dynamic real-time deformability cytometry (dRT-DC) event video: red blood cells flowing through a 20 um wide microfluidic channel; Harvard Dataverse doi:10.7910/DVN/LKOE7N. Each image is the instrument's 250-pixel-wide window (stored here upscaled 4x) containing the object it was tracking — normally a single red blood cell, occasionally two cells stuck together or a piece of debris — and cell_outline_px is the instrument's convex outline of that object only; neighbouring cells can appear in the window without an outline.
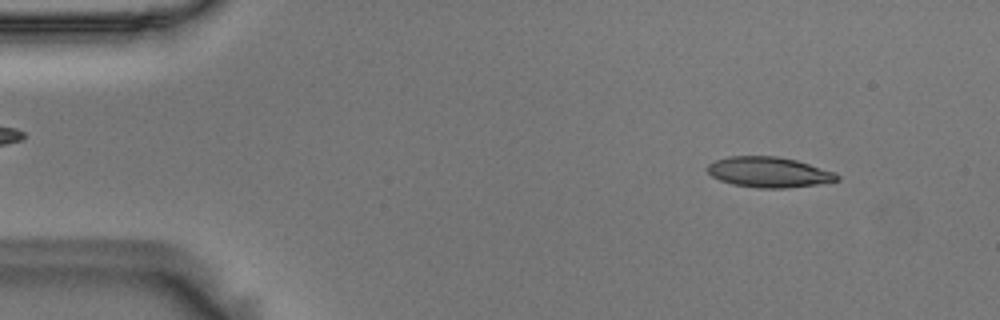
{"species": "Egyptian fruit bat (a non-hibernating species)", "species_latin": "Rousettus aegyptiacus", "temperature_condition": "room temperature", "stored_images_in_passage": 39, "camera_frame_rate_fps": 3000, "um_per_image_px": 0.085, "animal": {"sex": "male"}, "frame": {"image": 1, "passage_image": 5, "time_ms": 1.333, "image_size_px": [1000, 320], "cell_outline_px": [[840, 180], [816, 184], [788, 188], [760, 188], [732, 184], [720, 180], [712, 176], [704, 168], [708, 164], [716, 160], [728, 156], [776, 156], [796, 160], [836, 172], [840, 176]], "centroid_in_image_um": [65.35, 14.63], "position_along_channel_um": 19.7, "area_um2": 23.06}}
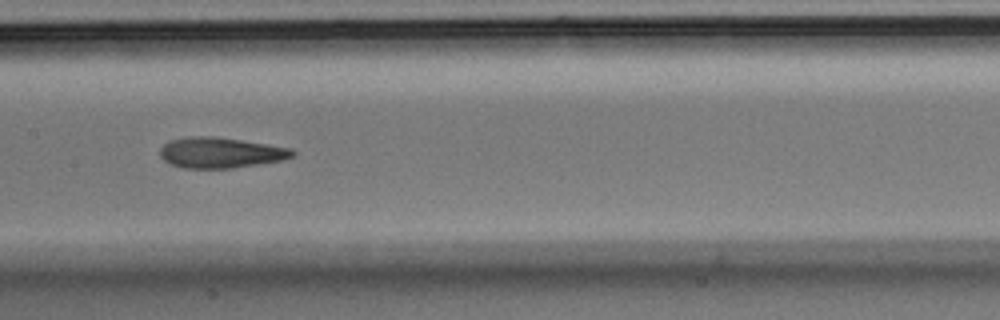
{"frame": {"image": 2, "passage_image": 26, "time_ms": 8.333, "image_size_px": [1000, 320], "cell_outline_px": [[296, 156], [280, 160], [232, 168], [184, 168], [168, 164], [160, 156], [160, 148], [168, 140], [188, 136], [212, 136], [268, 144], [292, 148], [296, 152]], "centroid_in_image_um": [18.72, 12.97], "position_along_channel_um": 188.7, "area_um2": 23.7}}
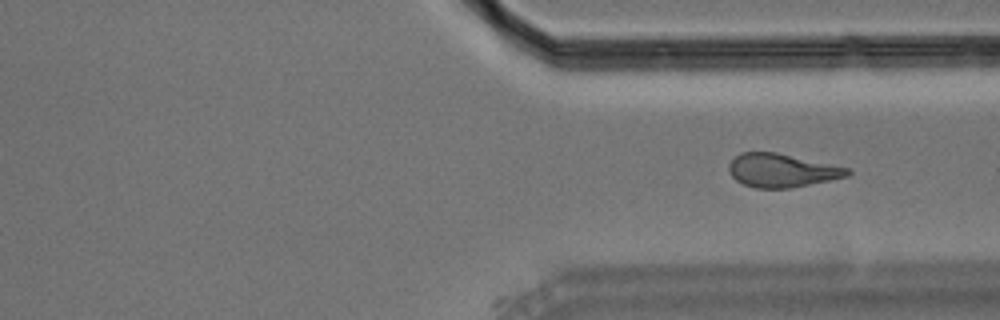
{"frame": {"image": 3, "passage_image": 39, "time_ms": 12.667, "image_size_px": [1000, 320], "cell_outline_px": [[852, 172], [848, 176], [792, 188], [756, 188], [744, 184], [736, 180], [728, 172], [728, 164], [740, 152], [776, 152], [852, 168]], "centroid_in_image_um": [66.47, 14.48], "position_along_channel_um": 344.9, "area_um2": 23.29}}